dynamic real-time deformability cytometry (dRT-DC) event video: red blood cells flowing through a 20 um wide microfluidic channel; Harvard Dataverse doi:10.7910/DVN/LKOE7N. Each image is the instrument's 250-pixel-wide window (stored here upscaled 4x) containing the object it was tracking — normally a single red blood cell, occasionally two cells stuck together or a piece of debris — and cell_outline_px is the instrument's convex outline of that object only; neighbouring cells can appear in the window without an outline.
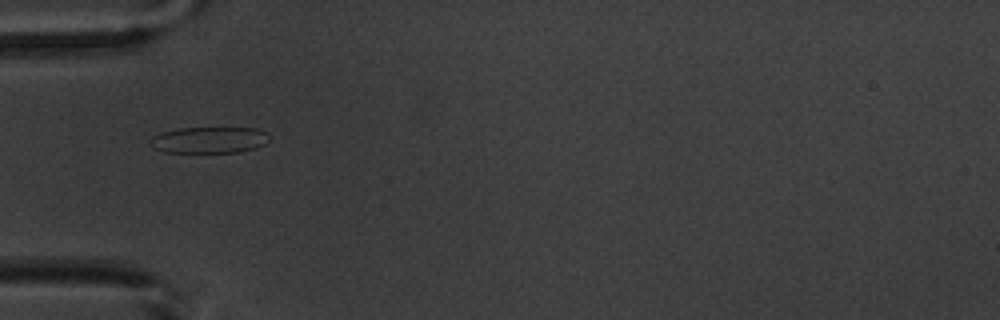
{"species": "common noctule bat (a hibernating species)", "species_latin": "Nyctalus noctula", "temperature_condition": "warm", "stored_images_in_passage": 6, "camera_frame_rate_fps": 3000, "um_per_image_px": 0.085, "animal": {"sex": "male", "body_mass_g": 20.1, "forearm_length_mm": 53.5}, "frame": {"image": 1, "passage_image": 6, "time_ms": 5.667, "image_size_px": [1000, 320], "cell_outline_px": [[268, 140], [264, 144], [256, 148], [240, 152], [164, 152], [152, 148], [152, 136], [164, 132], [180, 128], [256, 128], [268, 132]], "centroid_in_image_um": [17.82, 11.9], "position_along_channel_um": 67.2, "area_um2": 18.15}}